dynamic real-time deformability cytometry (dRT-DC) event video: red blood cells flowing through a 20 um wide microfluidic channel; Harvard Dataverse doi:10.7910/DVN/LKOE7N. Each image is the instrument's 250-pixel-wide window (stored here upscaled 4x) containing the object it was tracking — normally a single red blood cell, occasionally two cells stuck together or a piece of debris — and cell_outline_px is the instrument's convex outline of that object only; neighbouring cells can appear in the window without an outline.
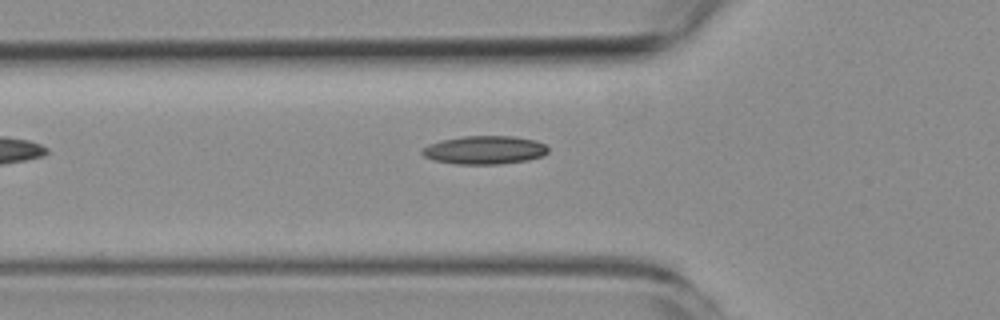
{"species": "common noctule bat (a hibernating species)", "species_latin": "Nyctalus noctula", "temperature_condition": "room temperature", "stored_images_in_passage": 6, "camera_frame_rate_fps": 3000, "um_per_image_px": 0.085, "animal": {"sex": "female", "body_mass_g": 19.3, "forearm_length_mm": 54.1}, "frame": {"image": 1, "passage_image": 6, "time_ms": 6.0, "image_size_px": [1000, 320], "cell_outline_px": [[548, 152], [544, 156], [528, 160], [500, 164], [456, 164], [432, 160], [424, 156], [420, 152], [428, 144], [444, 140], [464, 136], [512, 136], [536, 140], [544, 144], [548, 148]], "centroid_in_image_um": [41.21, 12.76], "position_along_channel_um": 84.6, "area_um2": 20.87}}